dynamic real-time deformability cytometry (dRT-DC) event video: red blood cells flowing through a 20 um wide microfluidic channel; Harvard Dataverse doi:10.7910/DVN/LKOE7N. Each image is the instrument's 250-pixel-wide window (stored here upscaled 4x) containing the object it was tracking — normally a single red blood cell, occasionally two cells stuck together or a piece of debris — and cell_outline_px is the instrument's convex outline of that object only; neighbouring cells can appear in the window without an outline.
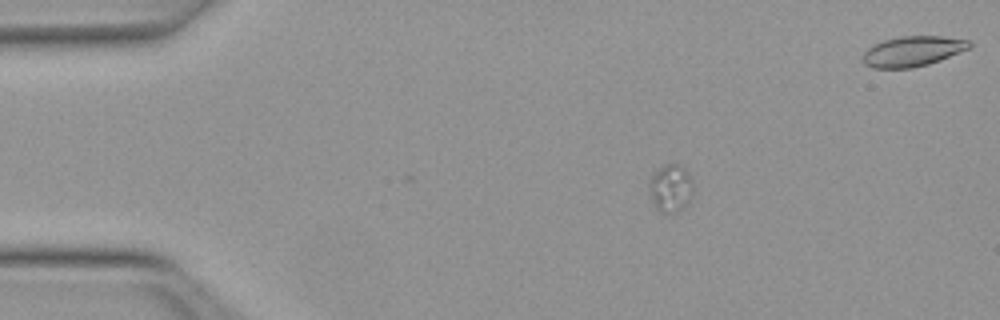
{"species": "Egyptian fruit bat (a non-hibernating species)", "species_latin": "Rousettus aegyptiacus", "temperature_condition": "warm", "stored_images_in_passage": 23, "camera_frame_rate_fps": 3000, "um_per_image_px": 0.085, "animal": {"sex": "female"}, "frame": {"image": 1, "passage_image": 1, "time_ms": 0.0, "image_size_px": [1000, 320], "cell_outline_px": [[692, 192], [684, 208], [668, 216], [660, 212], [656, 208], [652, 200], [648, 188], [648, 184], [652, 176], [664, 164], [680, 164], [688, 172], [692, 180]], "centroid_in_image_um": [56.99, 16.03], "position_along_channel_um": 28.0, "area_um2": 12.31}}
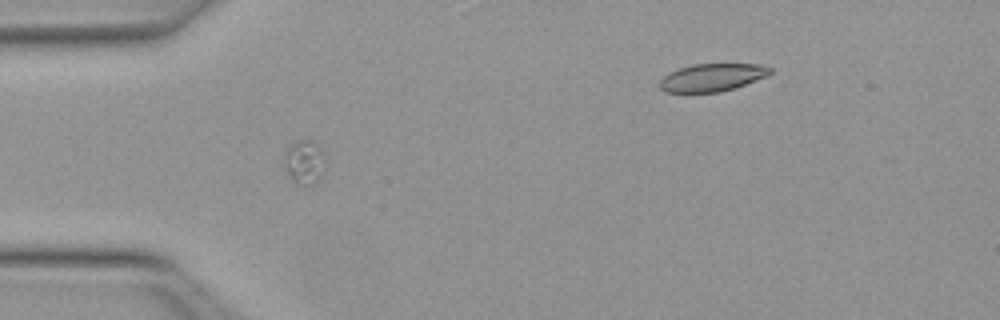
{"frame": {"image": 2, "passage_image": 8, "time_ms": 2.333, "image_size_px": [1000, 320], "cell_outline_px": [[324, 176], [316, 184], [304, 188], [296, 184], [292, 180], [288, 172], [284, 156], [284, 152], [292, 144], [300, 140], [312, 140], [324, 152]], "centroid_in_image_um": [25.93, 13.85], "position_along_channel_um": 59.1, "area_um2": 10.81}}